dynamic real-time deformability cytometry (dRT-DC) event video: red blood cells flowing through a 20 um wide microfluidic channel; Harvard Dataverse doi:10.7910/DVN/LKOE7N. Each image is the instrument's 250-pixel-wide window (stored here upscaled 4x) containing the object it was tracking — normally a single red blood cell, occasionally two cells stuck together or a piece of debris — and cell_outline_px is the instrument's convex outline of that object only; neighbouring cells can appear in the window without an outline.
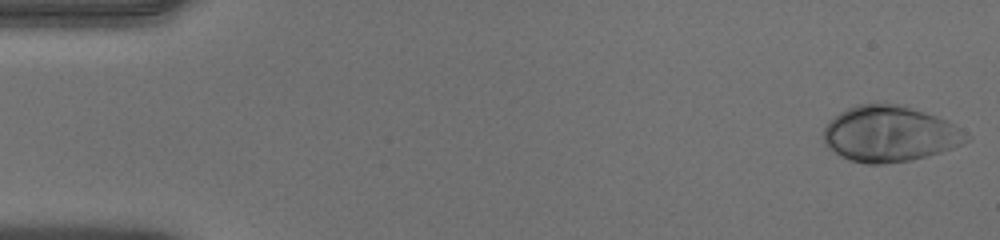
{"species": "human", "species_latin": "Homo sapiens", "temperature_condition": "warm", "stored_images_in_passage": 50, "camera_frame_rate_fps": 3000, "um_per_image_px": 0.085, "donor": {"sex": "male"}, "frame": {"image": 1, "passage_image": 1, "time_ms": 0.0, "image_size_px": [1000, 240], "cell_outline_px": [[972, 136], [968, 140], [952, 148], [940, 152], [908, 160], [884, 164], [864, 164], [848, 160], [840, 156], [828, 148], [824, 144], [824, 128], [840, 112], [856, 104], [896, 104], [924, 112], [936, 116], [952, 124]], "centroid_in_image_um": [75.59, 11.4], "position_along_channel_um": 9.4, "area_um2": 45.95}}
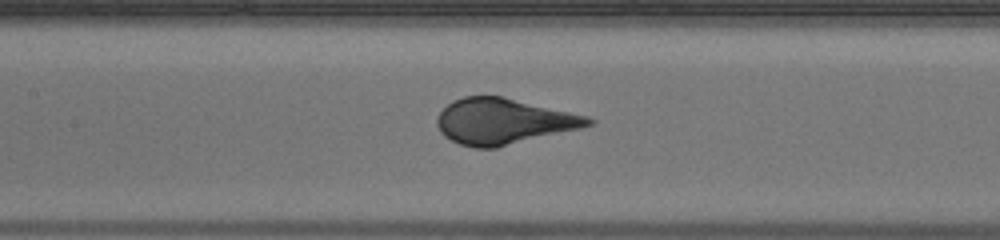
{"frame": {"image": 2, "passage_image": 23, "time_ms": 7.333, "image_size_px": [1000, 240], "cell_outline_px": [[596, 120], [592, 124], [580, 128], [496, 148], [476, 148], [460, 144], [444, 136], [440, 132], [436, 124], [436, 120], [440, 112], [452, 100], [464, 96], [504, 96], [588, 116]], "centroid_in_image_um": [42.78, 10.31], "position_along_channel_um": 164.6, "area_um2": 40.29}}
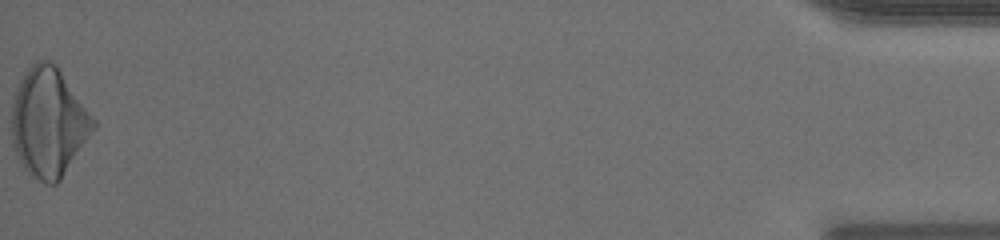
{"frame": {"image": 3, "passage_image": 50, "time_ms": 16.333, "image_size_px": [1000, 240], "cell_outline_px": [[96, 128], [60, 180], [56, 184], [44, 184], [28, 176], [12, 144], [12, 104], [16, 88], [20, 80], [28, 68], [36, 60], [52, 60], [56, 64], [96, 120]], "centroid_in_image_um": [4.13, 10.41], "position_along_channel_um": 431.1, "area_um2": 52.08}}